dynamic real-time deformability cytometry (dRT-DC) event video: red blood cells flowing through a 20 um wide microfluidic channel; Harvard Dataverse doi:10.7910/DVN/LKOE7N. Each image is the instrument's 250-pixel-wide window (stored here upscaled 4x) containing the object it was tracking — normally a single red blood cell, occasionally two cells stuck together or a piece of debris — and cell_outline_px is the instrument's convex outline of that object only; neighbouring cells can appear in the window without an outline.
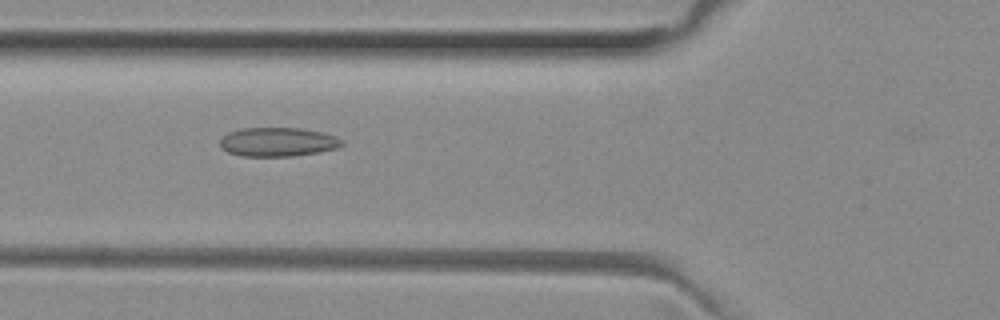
{"species": "common noctule bat (a hibernating species)", "species_latin": "Nyctalus noctula", "temperature_condition": "room temperature", "stored_images_in_passage": 44, "camera_frame_rate_fps": 3000, "um_per_image_px": 0.085, "animal": {"sex": "female", "body_mass_g": 29.2, "forearm_length_mm": 56.3}, "frame": {"image": 1, "passage_image": 12, "time_ms": 3.667, "image_size_px": [1000, 320], "cell_outline_px": [[344, 144], [336, 148], [320, 152], [292, 156], [240, 156], [228, 152], [220, 144], [220, 140], [228, 132], [240, 128], [300, 128], [320, 132], [336, 136]], "centroid_in_image_um": [23.6, 12.06], "position_along_channel_um": 102.2, "area_um2": 20.46}}
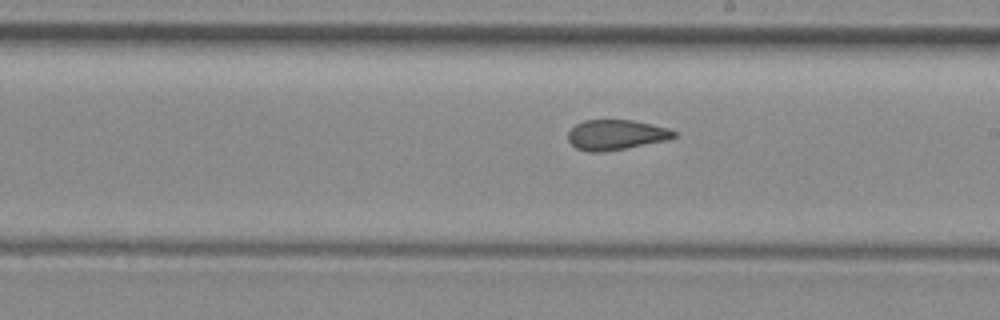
{"frame": {"image": 2, "passage_image": 22, "time_ms": 7.0, "image_size_px": [1000, 320], "cell_outline_px": [[676, 136], [664, 140], [624, 148], [600, 152], [588, 152], [576, 148], [568, 140], [568, 132], [576, 124], [584, 120], [632, 120], [652, 124], [668, 128], [676, 132]], "centroid_in_image_um": [52.32, 11.45], "position_along_channel_um": 236.7, "area_um2": 18.32}}
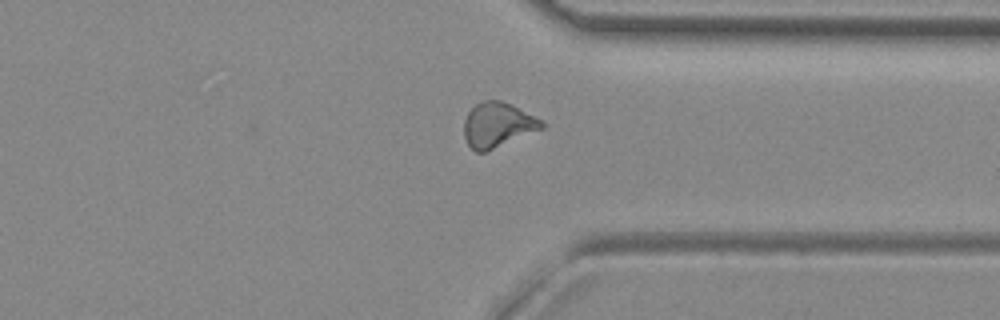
{"frame": {"image": 3, "passage_image": 32, "time_ms": 10.333, "image_size_px": [1000, 320], "cell_outline_px": [[544, 128], [484, 152], [476, 152], [468, 144], [464, 136], [464, 120], [468, 112], [476, 104], [484, 100], [500, 100], [512, 104], [544, 120]], "centroid_in_image_um": [42.32, 10.59], "position_along_channel_um": 369.1, "area_um2": 20.29}, "authors_computed_cell_mechanics": {"area_um2": 19.4786, "velocity_mm_per_s": 4.0253, "shape_relaxation_time_tau1_ms": null, "shape_relaxation_time_tau2_ms": 1.8019, "deformation_change_tau1": null, "deformation_change_tau2": 0.0751}}